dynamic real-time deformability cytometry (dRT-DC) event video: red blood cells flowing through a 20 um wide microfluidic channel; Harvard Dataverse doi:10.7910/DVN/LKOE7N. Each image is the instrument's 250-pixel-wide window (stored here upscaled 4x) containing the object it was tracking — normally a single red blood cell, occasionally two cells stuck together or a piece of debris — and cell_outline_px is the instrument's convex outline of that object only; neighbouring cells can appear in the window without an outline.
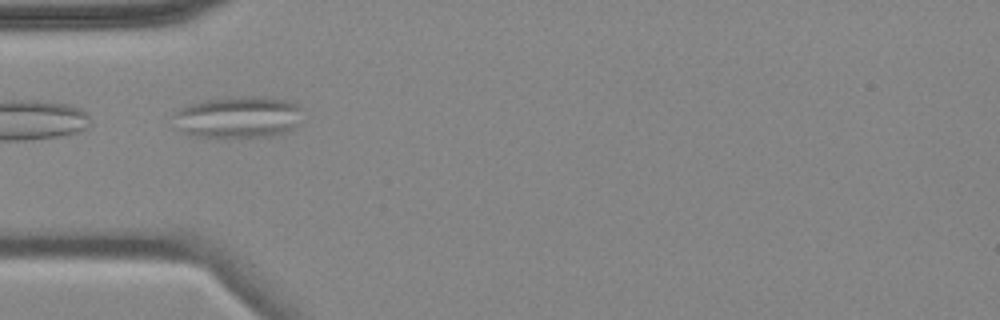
{"species": "common noctule bat (a hibernating species)", "species_latin": "Nyctalus noctula", "temperature_condition": "cold", "stored_images_in_passage": 10, "camera_frame_rate_fps": 3000, "um_per_image_px": 0.085, "animal": {"sex": "female", "body_mass_g": 18.4}, "frame": {"image": 1, "passage_image": 4, "time_ms": 4.667, "image_size_px": [1000, 320], "cell_outline_px": [[300, 108], [296, 124], [292, 128], [284, 132], [272, 136], [192, 136], [180, 132], [176, 128], [176, 112], [180, 108], [188, 104], [204, 100], [236, 96], [264, 96], [284, 100], [296, 104]], "centroid_in_image_um": [20.19, 9.94], "position_along_channel_um": 64.8, "area_um2": 30.87}}
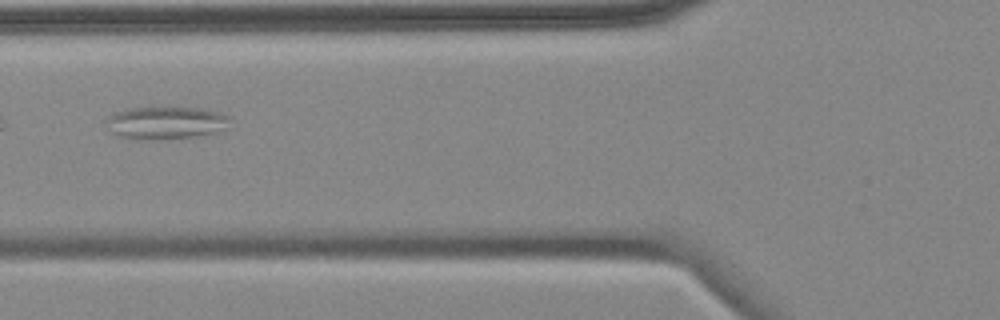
{"frame": {"image": 2, "passage_image": 5, "time_ms": 6.0, "image_size_px": [1000, 320], "cell_outline_px": [[228, 120], [212, 132], [196, 136], [120, 136], [112, 132], [104, 124], [104, 120], [108, 116], [116, 112], [132, 108], [200, 108], [220, 112], [228, 116]], "centroid_in_image_um": [14.0, 10.36], "position_along_channel_um": 111.8, "area_um2": 21.62}}
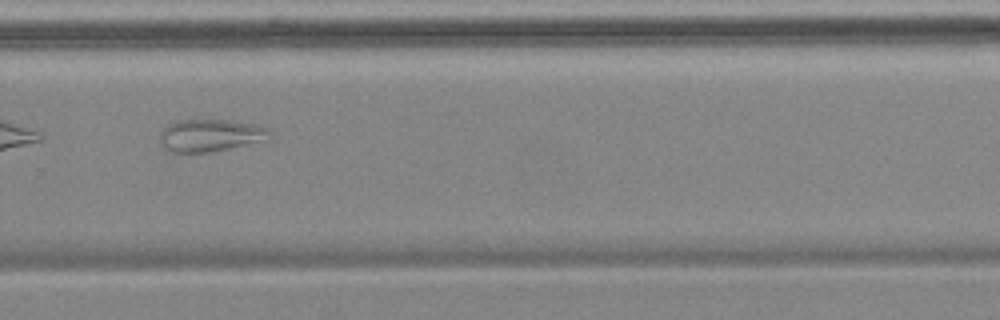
{"frame": {"image": 3, "passage_image": 10, "time_ms": 11.667, "image_size_px": [1000, 320], "cell_outline_px": [[272, 140], [208, 152], [172, 152], [164, 144], [160, 136], [160, 132], [168, 124], [176, 120], [228, 120], [256, 124], [272, 132]], "centroid_in_image_um": [17.97, 11.49], "position_along_channel_um": 311.8, "area_um2": 20.63}}